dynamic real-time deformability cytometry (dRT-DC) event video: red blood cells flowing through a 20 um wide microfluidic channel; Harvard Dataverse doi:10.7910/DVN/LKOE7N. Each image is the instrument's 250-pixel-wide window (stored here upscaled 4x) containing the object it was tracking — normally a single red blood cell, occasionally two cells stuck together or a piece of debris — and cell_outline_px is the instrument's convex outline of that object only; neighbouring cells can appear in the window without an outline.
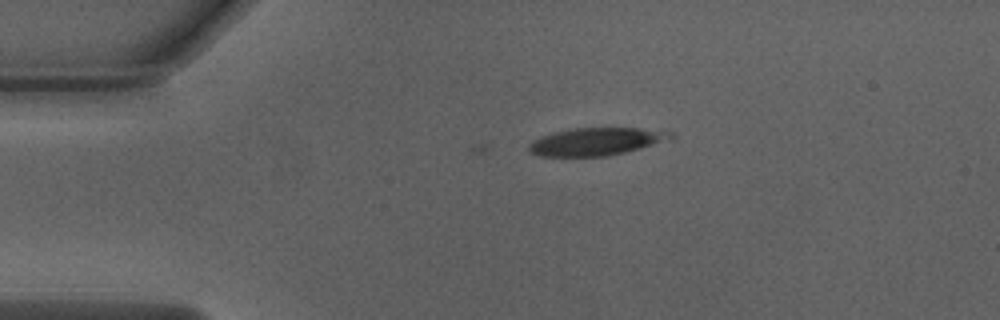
{"species": "Egyptian fruit bat (a non-hibernating species)", "species_latin": "Rousettus aegyptiacus", "temperature_condition": "warm", "stored_images_in_passage": 5, "camera_frame_rate_fps": 3000, "um_per_image_px": 0.085, "animal": {"sex": "male"}, "frame": {"image": 1, "passage_image": 1, "time_ms": 0.0, "image_size_px": [1000, 320], "cell_outline_px": [[676, 136], [640, 148], [608, 156], [540, 156], [528, 152], [528, 144], [532, 140], [556, 132], [576, 128], [640, 128], [672, 132]], "centroid_in_image_um": [50.63, 12.04], "position_along_channel_um": 34.4, "area_um2": 22.48}}